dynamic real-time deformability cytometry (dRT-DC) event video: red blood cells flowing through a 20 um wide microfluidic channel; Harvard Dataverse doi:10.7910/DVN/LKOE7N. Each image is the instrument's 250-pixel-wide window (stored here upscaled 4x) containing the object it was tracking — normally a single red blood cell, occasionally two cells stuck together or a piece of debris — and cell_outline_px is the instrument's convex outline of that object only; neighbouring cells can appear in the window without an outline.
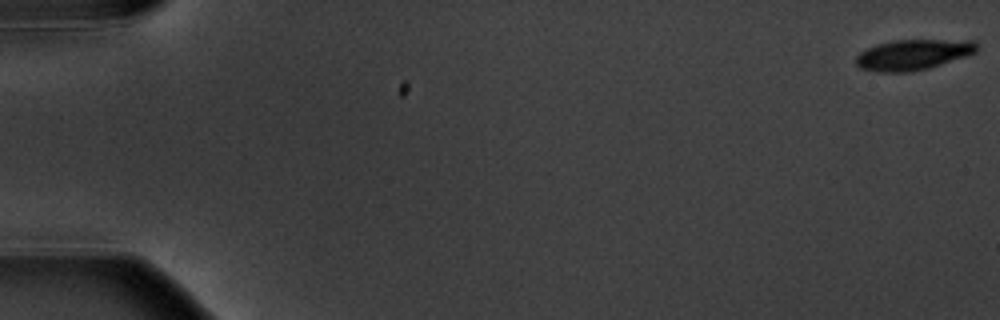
{"species": "common noctule bat (a hibernating species)", "species_latin": "Nyctalus noctula", "temperature_condition": "warm", "stored_images_in_passage": 6, "camera_frame_rate_fps": 3000, "um_per_image_px": 0.085, "animal": {"sex": "male", "body_mass_g": 20.1, "forearm_length_mm": 53.5}, "frame": {"image": 1, "passage_image": 1, "time_ms": 0.0, "image_size_px": [1000, 320], "cell_outline_px": [[980, 48], [976, 52], [968, 56], [928, 68], [912, 72], [876, 72], [860, 68], [856, 64], [856, 56], [860, 52], [876, 44], [892, 40], [972, 40]], "centroid_in_image_um": [77.62, 4.65], "position_along_channel_um": 7.4, "area_um2": 21.68}}
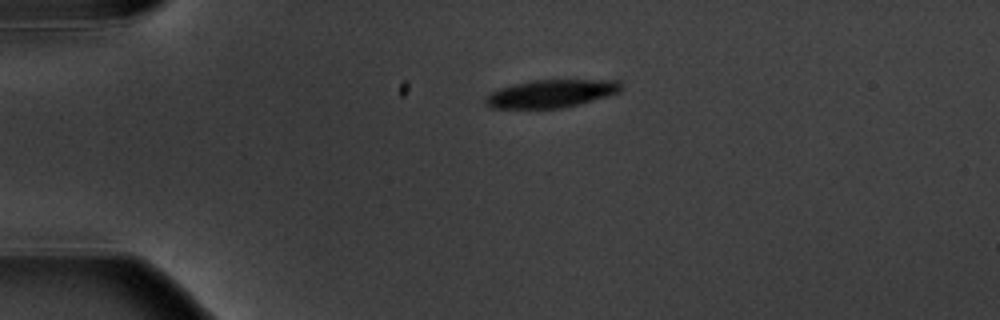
{"frame": {"image": 2, "passage_image": 5, "time_ms": 4.333, "image_size_px": [1000, 320], "cell_outline_px": [[624, 88], [620, 92], [592, 100], [560, 108], [492, 108], [484, 104], [484, 96], [500, 88], [532, 80], [620, 80], [624, 84]], "centroid_in_image_um": [46.86, 7.95], "position_along_channel_um": 38.1, "area_um2": 21.96}}